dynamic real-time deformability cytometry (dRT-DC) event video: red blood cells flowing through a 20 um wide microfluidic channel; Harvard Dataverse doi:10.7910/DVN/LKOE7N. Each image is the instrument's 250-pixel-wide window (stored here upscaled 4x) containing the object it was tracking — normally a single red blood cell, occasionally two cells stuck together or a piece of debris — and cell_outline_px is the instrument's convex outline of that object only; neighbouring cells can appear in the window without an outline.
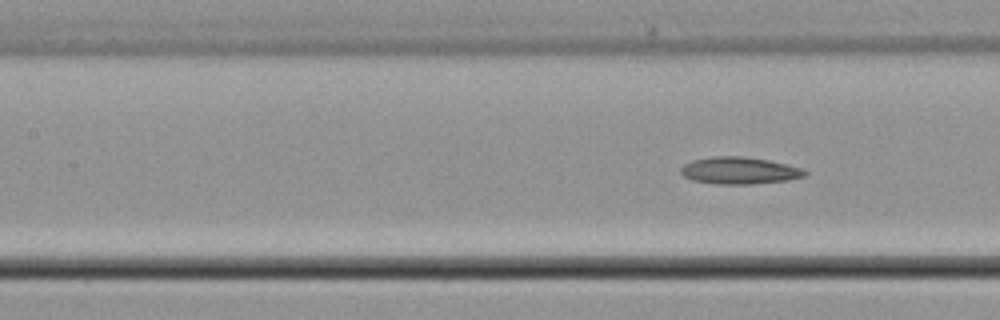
{"species": "common noctule bat (a hibernating species)", "species_latin": "Nyctalus noctula", "temperature_condition": "cold", "stored_images_in_passage": 9, "segment_of_instrument_passage": [2, 2], "camera_frame_rate_fps": 3000, "um_per_image_px": 0.085, "animal": {"sex": "male", "body_mass_g": 21.5, "forearm_length_mm": 52.0}, "frame": {"image": 1, "passage_image": 9, "time_ms": 11.333, "image_size_px": [1000, 320], "cell_outline_px": [[808, 172], [804, 176], [788, 180], [752, 184], [716, 184], [692, 180], [684, 176], [680, 172], [680, 168], [684, 164], [692, 160], [712, 156], [744, 156], [768, 160], [788, 164], [804, 168]], "centroid_in_image_um": [62.85, 14.49], "position_along_channel_um": 144.5, "area_um2": 19.71}}